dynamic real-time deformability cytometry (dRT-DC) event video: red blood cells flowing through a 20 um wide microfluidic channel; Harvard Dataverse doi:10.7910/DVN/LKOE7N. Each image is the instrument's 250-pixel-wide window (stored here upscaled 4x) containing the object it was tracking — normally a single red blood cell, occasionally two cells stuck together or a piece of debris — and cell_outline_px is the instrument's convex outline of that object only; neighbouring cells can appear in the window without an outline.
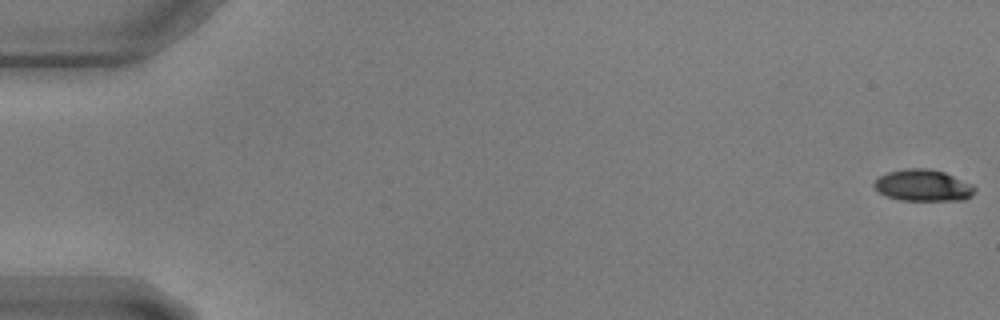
{"species": "common noctule bat (a hibernating species)", "species_latin": "Nyctalus noctula", "temperature_condition": "warm", "stored_images_in_passage": 59, "camera_frame_rate_fps": 3000, "um_per_image_px": 0.085, "animal": {"sex": "male", "body_mass_g": 17.9, "forearm_length_mm": 54.2}, "frame": {"image": 1, "passage_image": 1, "time_ms": 0.0, "image_size_px": [1000, 320], "cell_outline_px": [[976, 192], [972, 196], [964, 200], [900, 200], [888, 196], [880, 192], [872, 184], [880, 176], [888, 172], [908, 168], [928, 168], [944, 172], [972, 184], [976, 188]], "centroid_in_image_um": [78.5, 15.76], "position_along_channel_um": 6.5, "area_um2": 18.44}}
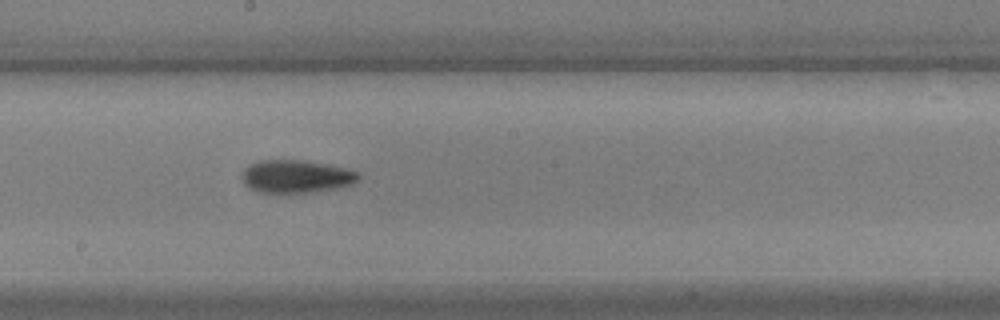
{"frame": {"image": 2, "passage_image": 33, "time_ms": 10.667, "image_size_px": [1000, 320], "cell_outline_px": [[360, 176], [352, 184], [336, 188], [308, 192], [260, 192], [248, 188], [244, 184], [240, 176], [244, 168], [260, 160], [304, 160], [328, 164], [360, 172]], "centroid_in_image_um": [25.15, 14.98], "position_along_channel_um": 223.1, "area_um2": 22.25}}
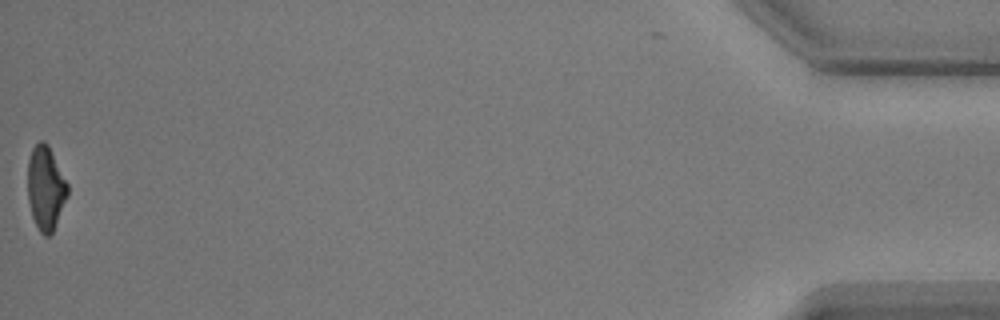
{"frame": {"image": 3, "passage_image": 59, "time_ms": 19.333, "image_size_px": [1000, 320], "cell_outline_px": [[68, 196], [52, 232], [48, 236], [44, 236], [40, 232], [32, 216], [28, 200], [28, 160], [32, 148], [40, 140], [44, 140], [48, 144], [68, 184]], "centroid_in_image_um": [3.88, 15.96], "position_along_channel_um": 431.3, "area_um2": 19.42}}